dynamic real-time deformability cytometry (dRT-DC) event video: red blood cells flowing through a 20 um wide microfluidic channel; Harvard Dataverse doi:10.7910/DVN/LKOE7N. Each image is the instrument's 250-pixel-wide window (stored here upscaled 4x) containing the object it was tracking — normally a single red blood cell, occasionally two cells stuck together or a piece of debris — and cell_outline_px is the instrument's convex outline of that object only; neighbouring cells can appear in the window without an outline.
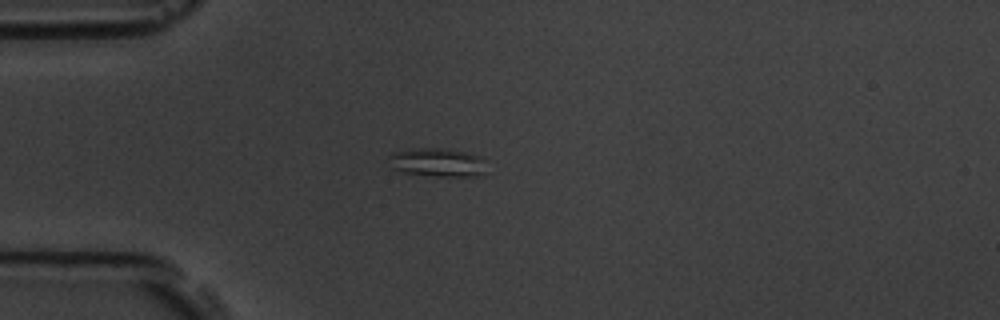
{"species": "common noctule bat (a hibernating species)", "species_latin": "Nyctalus noctula", "temperature_condition": "room temperature", "stored_images_in_passage": 2, "camera_frame_rate_fps": 3000, "um_per_image_px": 0.085, "animal": {"sex": "male", "body_mass_g": 19.5, "forearm_length_mm": 54.6}, "frame": {"image": 1, "passage_image": 1, "time_ms": 0.0, "image_size_px": [1000, 320], "cell_outline_px": [[488, 160], [484, 172], [476, 176], [436, 176], [404, 172], [392, 168], [388, 156], [392, 152], [408, 148], [440, 148], [464, 152], [484, 156]], "centroid_in_image_um": [37.22, 13.79], "position_along_channel_um": 47.8, "area_um2": 16.53}}